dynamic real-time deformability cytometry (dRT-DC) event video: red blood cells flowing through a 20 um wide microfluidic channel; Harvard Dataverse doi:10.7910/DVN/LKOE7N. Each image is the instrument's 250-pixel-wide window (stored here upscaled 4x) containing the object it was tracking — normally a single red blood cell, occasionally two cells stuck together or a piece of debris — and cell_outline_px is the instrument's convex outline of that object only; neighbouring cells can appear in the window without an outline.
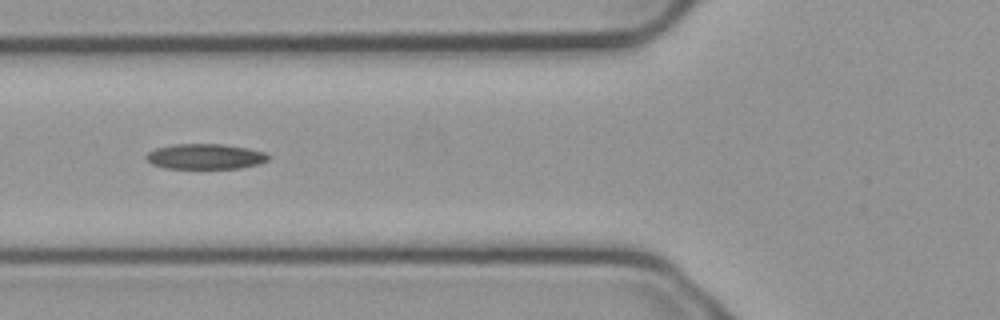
{"species": "common noctule bat (a hibernating species)", "species_latin": "Nyctalus noctula", "temperature_condition": "cold", "stored_images_in_passage": 6, "camera_frame_rate_fps": 3000, "um_per_image_px": 0.085, "animal": {"sex": "male", "body_mass_g": 23.1, "forearm_length_mm": 52.7}, "frame": {"image": 1, "passage_image": 6, "time_ms": 1.667, "image_size_px": [1000, 320], "cell_outline_px": [[268, 160], [256, 164], [240, 168], [164, 168], [152, 164], [144, 156], [148, 152], [156, 148], [172, 144], [224, 144], [248, 148], [264, 152], [268, 156]], "centroid_in_image_um": [17.41, 13.29], "position_along_channel_um": 108.4, "area_um2": 17.92}}